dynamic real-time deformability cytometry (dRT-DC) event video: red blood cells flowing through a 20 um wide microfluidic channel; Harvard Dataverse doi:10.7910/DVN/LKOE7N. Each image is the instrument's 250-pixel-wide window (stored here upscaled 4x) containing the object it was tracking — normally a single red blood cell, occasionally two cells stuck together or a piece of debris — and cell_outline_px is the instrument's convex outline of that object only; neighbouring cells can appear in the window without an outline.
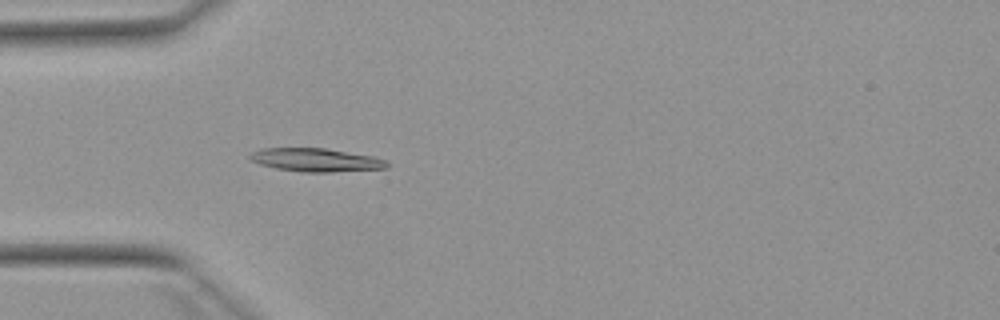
{"species": "Egyptian fruit bat (a non-hibernating species)", "species_latin": "Rousettus aegyptiacus", "temperature_condition": "warm", "stored_images_in_passage": 49, "camera_frame_rate_fps": 3000, "um_per_image_px": 0.085, "animal": {"sex": "female"}, "frame": {"image": 1, "passage_image": 13, "time_ms": 4.0, "image_size_px": [1000, 320], "cell_outline_px": [[388, 168], [332, 172], [300, 172], [276, 168], [260, 164], [252, 160], [248, 156], [252, 152], [260, 148], [324, 148], [372, 156], [384, 160], [388, 164]], "centroid_in_image_um": [26.83, 13.6], "position_along_channel_um": 58.2, "area_um2": 18.5}}
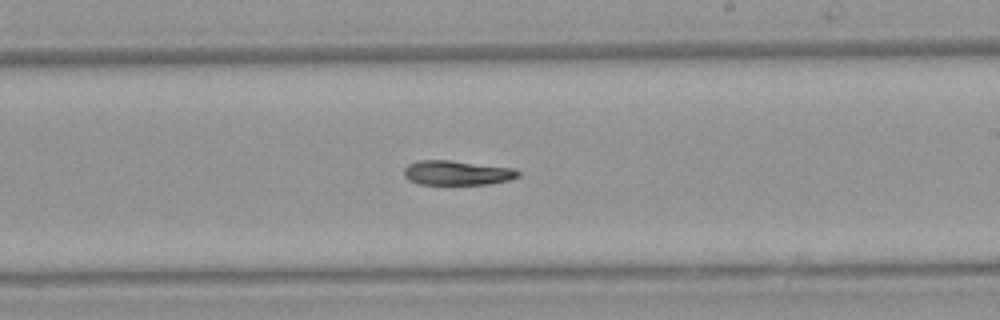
{"frame": {"image": 2, "passage_image": 28, "time_ms": 9.0, "image_size_px": [1000, 320], "cell_outline_px": [[520, 176], [512, 180], [488, 184], [420, 184], [408, 180], [404, 176], [404, 168], [408, 164], [416, 160], [452, 160], [516, 168], [520, 172]], "centroid_in_image_um": [38.88, 14.68], "position_along_channel_um": 250.1, "area_um2": 16.65}}
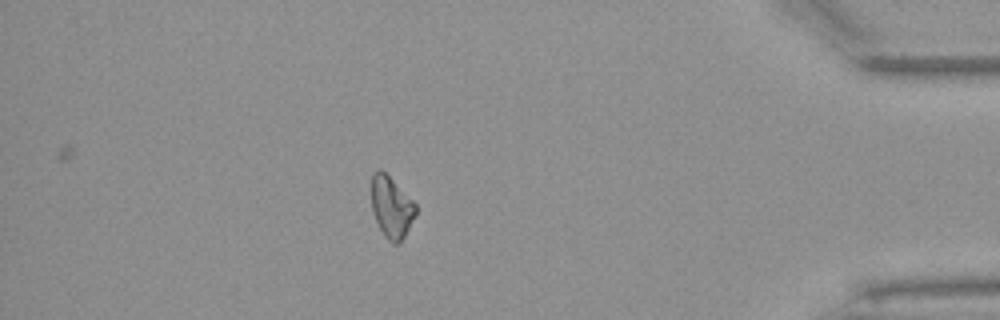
{"frame": {"image": 3, "passage_image": 43, "time_ms": 14.0, "image_size_px": [1000, 320], "cell_outline_px": [[416, 216], [400, 244], [392, 244], [384, 236], [372, 212], [372, 172], [376, 168], [380, 168], [416, 204]], "centroid_in_image_um": [33.27, 17.63], "position_along_channel_um": 401.9, "area_um2": 15.84}, "authors_computed_cell_mechanics": {"area_um2": 17.051, "velocity_mm_per_s": 3.9161, "shape_relaxation_time_tau1_ms": 6.5807, "shape_relaxation_time_tau2_ms": null, "deformation_change_tau1": 0.1928, "deformation_change_tau2": null}}